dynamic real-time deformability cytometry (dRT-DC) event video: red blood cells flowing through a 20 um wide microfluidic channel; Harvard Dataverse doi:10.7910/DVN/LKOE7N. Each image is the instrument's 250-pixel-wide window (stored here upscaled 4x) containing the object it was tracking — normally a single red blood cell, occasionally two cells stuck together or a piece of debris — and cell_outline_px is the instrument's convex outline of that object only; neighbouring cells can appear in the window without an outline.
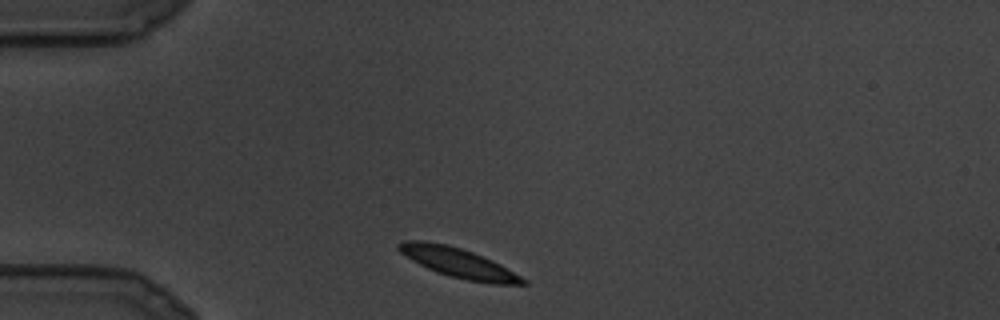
{"species": "common noctule bat (a hibernating species)", "species_latin": "Nyctalus noctula", "temperature_condition": "cold", "stored_images_in_passage": 2, "camera_frame_rate_fps": 3000, "um_per_image_px": 0.085, "animal": {"sex": "male", "body_mass_g": 19.5, "forearm_length_mm": 54.6}, "frame": {"image": 1, "passage_image": 1, "time_ms": 0.0, "image_size_px": [1000, 320], "cell_outline_px": [[528, 284], [496, 284], [468, 280], [436, 272], [412, 260], [400, 252], [396, 248], [396, 244], [404, 240], [424, 240], [448, 244], [484, 256], [500, 264], [528, 280]], "centroid_in_image_um": [38.95, 22.32], "position_along_channel_um": 46.0, "area_um2": 21.33}}